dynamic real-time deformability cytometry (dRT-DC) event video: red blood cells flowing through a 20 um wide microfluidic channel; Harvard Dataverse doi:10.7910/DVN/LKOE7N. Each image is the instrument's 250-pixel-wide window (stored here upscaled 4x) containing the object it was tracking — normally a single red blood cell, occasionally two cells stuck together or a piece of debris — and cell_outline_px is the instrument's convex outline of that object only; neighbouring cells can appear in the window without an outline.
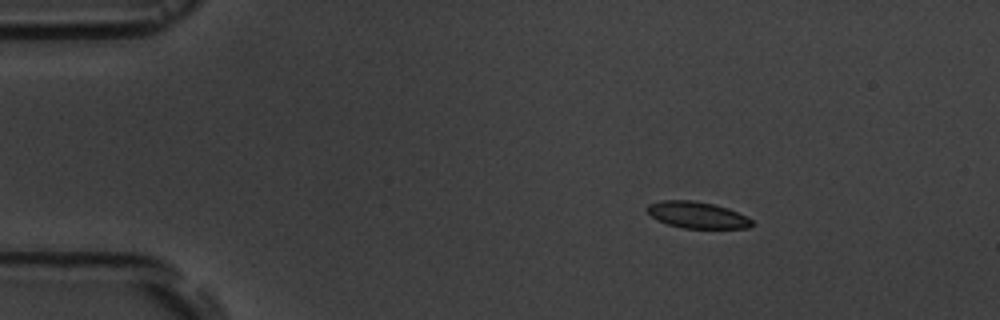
{"species": "common noctule bat (a hibernating species)", "species_latin": "Nyctalus noctula", "temperature_condition": "room temperature", "stored_images_in_passage": 4, "camera_frame_rate_fps": 3000, "um_per_image_px": 0.085, "animal": {"sex": "male", "body_mass_g": 19.5, "forearm_length_mm": 54.6}, "frame": {"image": 1, "passage_image": 2, "time_ms": 1.0, "image_size_px": [1000, 320], "cell_outline_px": [[752, 224], [748, 228], [684, 228], [668, 224], [656, 220], [644, 208], [648, 204], [660, 200], [692, 200], [712, 204], [728, 208], [748, 216], [752, 220]], "centroid_in_image_um": [59.23, 18.26], "position_along_channel_um": 25.8, "area_um2": 16.24}}